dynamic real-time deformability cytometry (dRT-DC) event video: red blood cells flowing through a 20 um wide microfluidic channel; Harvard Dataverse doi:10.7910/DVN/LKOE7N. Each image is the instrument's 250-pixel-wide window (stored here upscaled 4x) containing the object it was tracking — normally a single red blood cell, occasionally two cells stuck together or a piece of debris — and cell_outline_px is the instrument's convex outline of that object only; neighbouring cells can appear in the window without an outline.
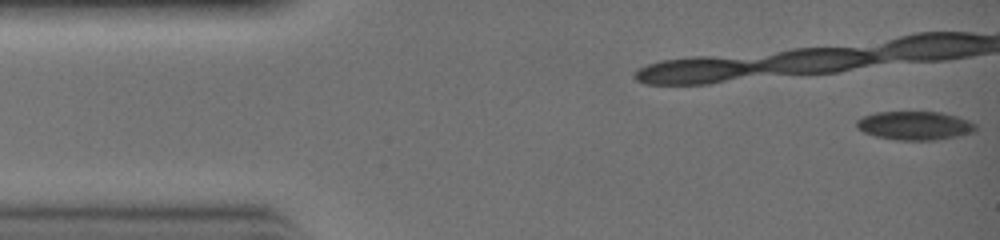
{"species": "common noctule bat (a hibernating species)", "species_latin": "Nyctalus noctula", "temperature_condition": "warm", "stored_images_in_passage": 31, "camera_frame_rate_fps": 3000, "um_per_image_px": 0.085, "animal": {"sex": "female", "body_mass_g": 19.0, "forearm_length_mm": 51.5}, "frame": {"image": 1, "passage_image": 1, "time_ms": 0.0, "image_size_px": [1000, 240], "cell_outline_px": [[976, 128], [972, 132], [956, 136], [936, 140], [896, 140], [876, 136], [864, 132], [856, 128], [856, 120], [864, 116], [876, 112], [940, 112], [956, 116], [968, 120], [976, 124]], "centroid_in_image_um": [77.73, 10.67], "position_along_channel_um": 7.3, "area_um2": 19.77}}